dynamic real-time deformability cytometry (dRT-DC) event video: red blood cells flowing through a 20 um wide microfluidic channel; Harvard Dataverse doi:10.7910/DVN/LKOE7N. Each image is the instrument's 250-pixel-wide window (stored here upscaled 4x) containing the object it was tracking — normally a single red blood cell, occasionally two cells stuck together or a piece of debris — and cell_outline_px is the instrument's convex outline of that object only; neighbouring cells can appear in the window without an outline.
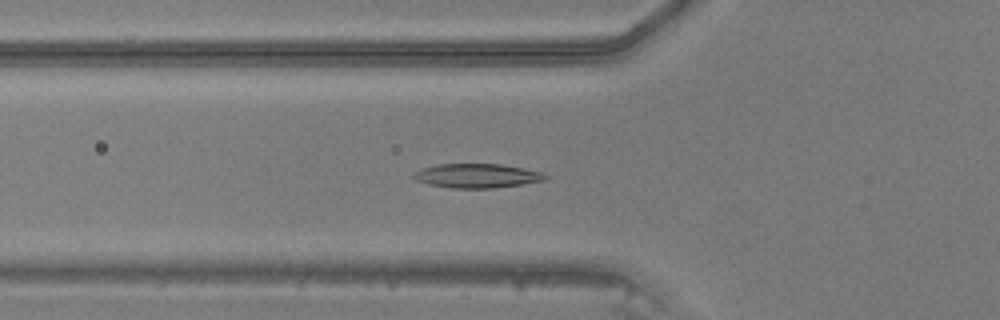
{"species": "common noctule bat (a hibernating species)", "species_latin": "Nyctalus noctula", "temperature_condition": "warm", "stored_images_in_passage": 44, "camera_frame_rate_fps": 3000, "um_per_image_px": 0.085, "animal": {"sex": "male", "body_mass_g": 20.5, "forearm_length_mm": 52.5}, "frame": {"image": 1, "passage_image": 18, "time_ms": 5.667, "image_size_px": [1000, 320], "cell_outline_px": [[548, 176], [544, 180], [520, 184], [492, 188], [452, 188], [428, 184], [416, 180], [412, 176], [412, 172], [420, 168], [436, 164], [500, 164], [524, 168], [544, 172]], "centroid_in_image_um": [40.5, 14.93], "position_along_channel_um": 85.3, "area_um2": 18.61}}
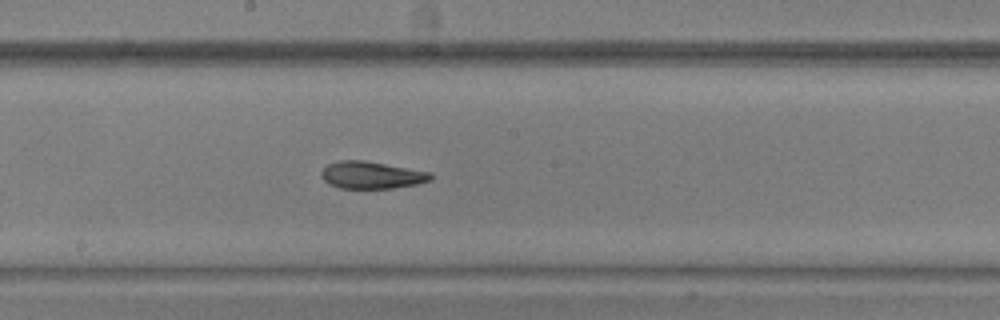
{"frame": {"image": 2, "passage_image": 27, "time_ms": 8.667, "image_size_px": [1000, 320], "cell_outline_px": [[432, 180], [416, 184], [392, 188], [340, 188], [328, 184], [320, 176], [320, 172], [328, 164], [340, 160], [364, 160], [432, 172]], "centroid_in_image_um": [31.57, 14.88], "position_along_channel_um": 216.6, "area_um2": 17.4}}
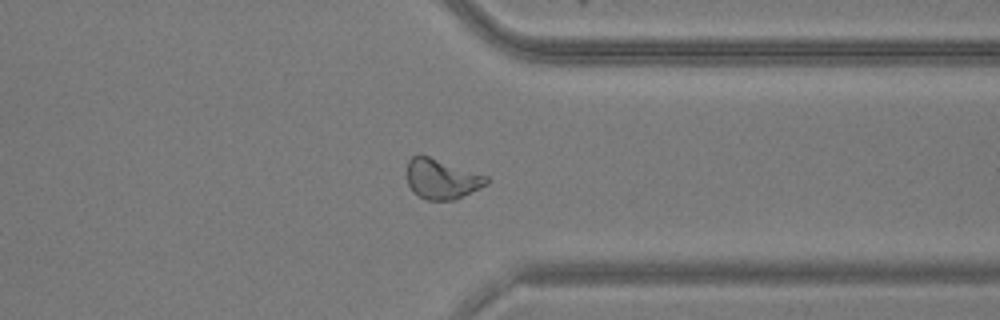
{"frame": {"image": 3, "passage_image": 38, "time_ms": 12.333, "image_size_px": [1000, 320], "cell_outline_px": [[488, 184], [456, 200], [428, 200], [420, 196], [408, 184], [408, 160], [412, 156], [428, 156], [488, 176]], "centroid_in_image_um": [37.59, 15.22], "position_along_channel_um": 373.8, "area_um2": 18.21}}